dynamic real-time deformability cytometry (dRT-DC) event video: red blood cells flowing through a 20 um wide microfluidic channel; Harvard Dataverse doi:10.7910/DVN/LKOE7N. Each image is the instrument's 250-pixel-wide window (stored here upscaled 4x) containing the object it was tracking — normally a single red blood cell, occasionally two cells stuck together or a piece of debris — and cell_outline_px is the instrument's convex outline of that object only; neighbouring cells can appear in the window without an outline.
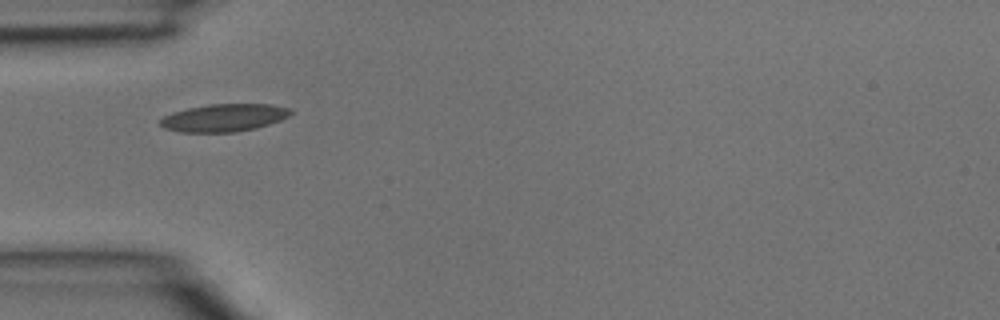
{"species": "common noctule bat (a hibernating species)", "species_latin": "Nyctalus noctula", "temperature_condition": "room temperature", "stored_images_in_passage": 1, "camera_frame_rate_fps": 3000, "um_per_image_px": 0.085, "animal": {"sex": "male", "body_mass_g": 15.6}, "frame": {"image": 1, "passage_image": 1, "time_ms": 0.0, "image_size_px": [1000, 320], "cell_outline_px": [[292, 112], [288, 116], [280, 120], [256, 128], [236, 132], [180, 132], [164, 128], [160, 124], [160, 120], [164, 116], [172, 112], [188, 108], [208, 104], [268, 104], [292, 108]], "centroid_in_image_um": [19.04, 10.0], "position_along_channel_um": 66.0, "area_um2": 20.98}}